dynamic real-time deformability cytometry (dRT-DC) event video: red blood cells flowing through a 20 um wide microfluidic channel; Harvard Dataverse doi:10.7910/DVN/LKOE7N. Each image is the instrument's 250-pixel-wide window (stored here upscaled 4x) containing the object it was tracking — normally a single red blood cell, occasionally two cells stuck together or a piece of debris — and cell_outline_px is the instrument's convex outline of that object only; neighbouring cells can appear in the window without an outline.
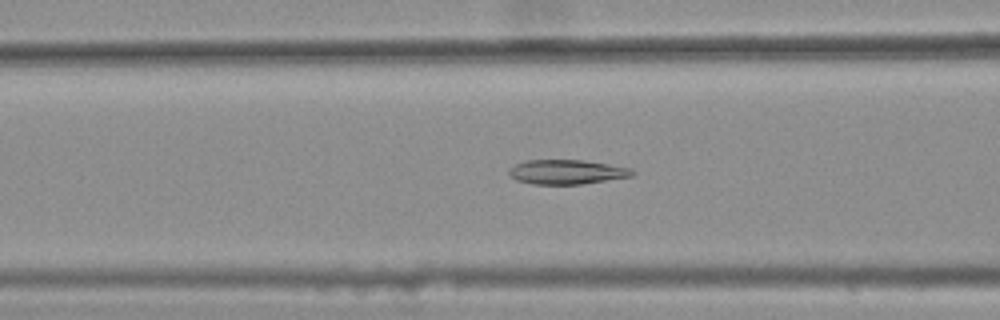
{"species": "common noctule bat (a hibernating species)", "species_latin": "Nyctalus noctula", "temperature_condition": "warm", "stored_images_in_passage": 47, "camera_frame_rate_fps": 3000, "um_per_image_px": 0.085, "animal": {"sex": "female", "body_mass_g": 25.1}, "frame": {"image": 1, "passage_image": 21, "time_ms": 6.667, "image_size_px": [1000, 320], "cell_outline_px": [[636, 172], [632, 176], [580, 184], [532, 184], [516, 180], [508, 172], [516, 164], [524, 160], [584, 160], [632, 168]], "centroid_in_image_um": [48.2, 14.61], "position_along_channel_um": 118.4, "area_um2": 17.46}}
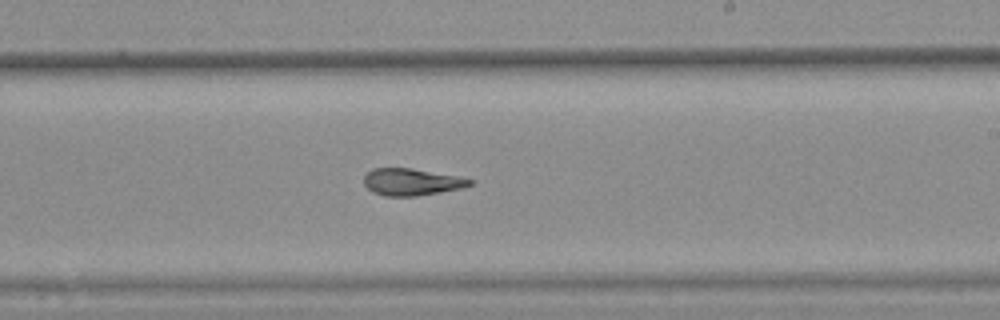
{"frame": {"image": 2, "passage_image": 32, "time_ms": 10.333, "image_size_px": [1000, 320], "cell_outline_px": [[476, 180], [472, 184], [460, 188], [440, 192], [416, 196], [384, 196], [372, 192], [364, 184], [364, 176], [372, 168], [412, 168], [456, 176]], "centroid_in_image_um": [34.96, 15.46], "position_along_channel_um": 254.0, "area_um2": 16.59}}
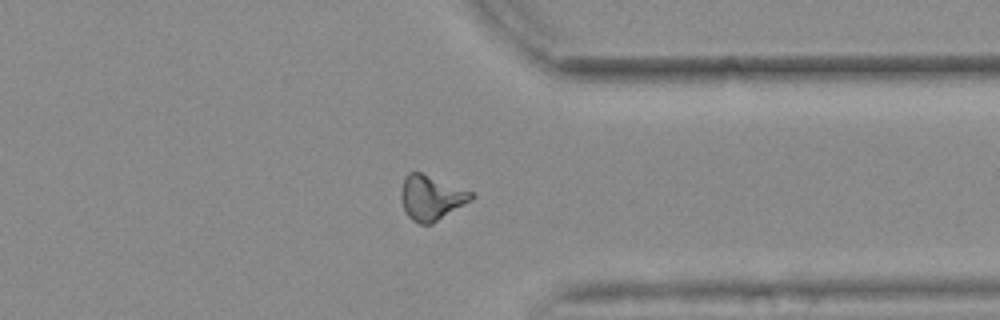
{"frame": {"image": 3, "passage_image": 42, "time_ms": 13.667, "image_size_px": [1000, 320], "cell_outline_px": [[476, 196], [472, 200], [432, 224], [420, 224], [412, 220], [408, 216], [404, 208], [400, 196], [400, 192], [404, 176], [408, 172], [420, 172], [472, 192]], "centroid_in_image_um": [36.63, 16.81], "position_along_channel_um": 374.8, "area_um2": 18.26}, "authors_computed_cell_mechanics": {"area_um2": 17.918, "velocity_mm_per_s": 3.7011, "shape_relaxation_time_tau1_ms": null, "shape_relaxation_time_tau2_ms": 3.0162, "deformation_change_tau1": null, "deformation_change_tau2": 0.0942}}